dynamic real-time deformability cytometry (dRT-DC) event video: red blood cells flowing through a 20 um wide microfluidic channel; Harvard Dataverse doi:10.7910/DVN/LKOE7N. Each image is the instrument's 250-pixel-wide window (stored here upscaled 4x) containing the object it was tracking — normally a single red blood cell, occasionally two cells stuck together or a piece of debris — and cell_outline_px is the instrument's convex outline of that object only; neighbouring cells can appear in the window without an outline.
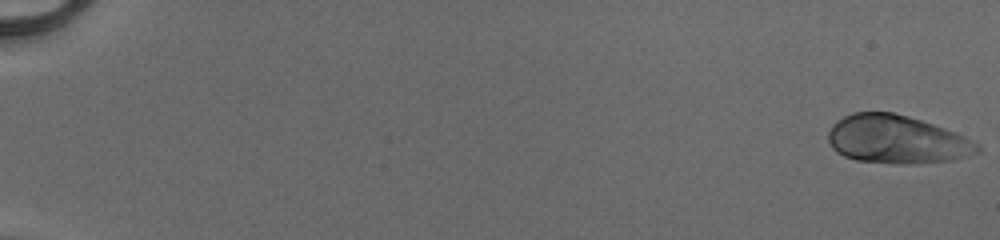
{"species": "human", "species_latin": "Homo sapiens", "temperature_condition": "cold", "stored_images_in_passage": 51, "camera_frame_rate_fps": 3000, "um_per_image_px": 0.085, "donor": {"sex": "male"}, "frame": {"image": 1, "passage_image": 1, "time_ms": 0.0, "image_size_px": [1000, 240], "cell_outline_px": [[980, 152], [952, 160], [920, 164], [896, 164], [856, 160], [844, 156], [836, 152], [832, 148], [828, 140], [828, 132], [832, 124], [836, 120], [852, 112], [892, 112], [908, 116], [956, 132], [980, 144]], "centroid_in_image_um": [76.21, 11.86], "position_along_channel_um": 8.8, "area_um2": 42.25}}
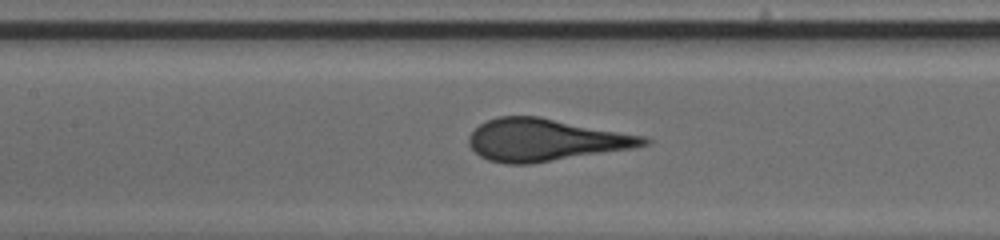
{"frame": {"image": 2, "passage_image": 26, "time_ms": 8.333, "image_size_px": [1000, 240], "cell_outline_px": [[652, 144], [636, 148], [532, 164], [504, 164], [488, 160], [480, 156], [468, 144], [468, 136], [480, 124], [488, 120], [500, 116], [540, 116], [648, 136], [652, 140]], "centroid_in_image_um": [46.44, 11.9], "position_along_channel_um": 161.0, "area_um2": 43.75}}
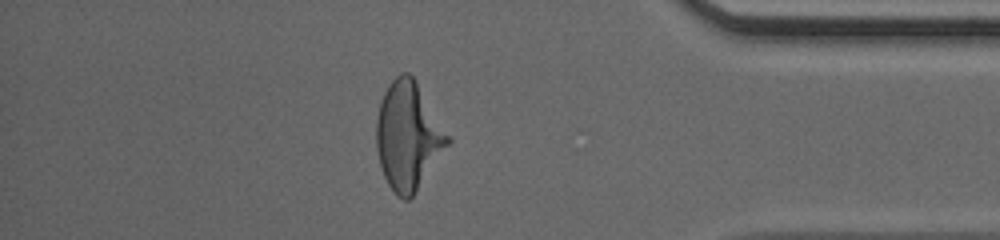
{"frame": {"image": 3, "passage_image": 45, "time_ms": 14.667, "image_size_px": [1000, 240], "cell_outline_px": [[452, 140], [412, 196], [408, 200], [404, 200], [396, 196], [388, 184], [384, 176], [380, 164], [376, 148], [376, 120], [380, 100], [388, 84], [400, 72], [408, 72], [416, 80]], "centroid_in_image_um": [34.67, 11.53], "position_along_channel_um": 400.5, "area_um2": 44.68}}